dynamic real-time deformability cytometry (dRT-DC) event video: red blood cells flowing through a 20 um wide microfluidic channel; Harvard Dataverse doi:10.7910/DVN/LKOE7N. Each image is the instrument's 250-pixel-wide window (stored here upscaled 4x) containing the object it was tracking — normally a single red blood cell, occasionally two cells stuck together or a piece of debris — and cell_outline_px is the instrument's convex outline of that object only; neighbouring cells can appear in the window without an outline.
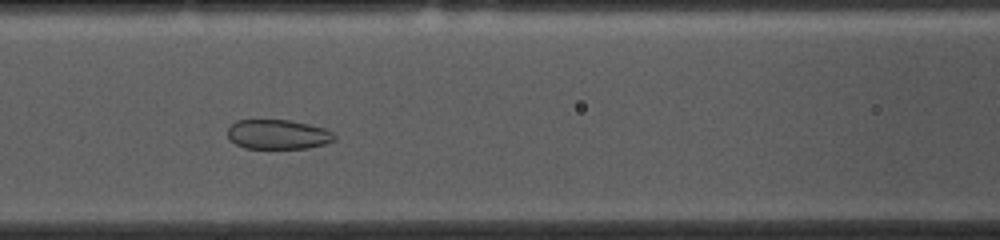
{"species": "common noctule bat (a hibernating species)", "species_latin": "Nyctalus noctula", "temperature_condition": "cold", "stored_images_in_passage": 49, "camera_frame_rate_fps": 3000, "um_per_image_px": 0.085, "animal": {"sex": "female", "body_mass_g": 10.0, "forearm_length_mm": 53.1}, "frame": {"image": 1, "passage_image": 19, "time_ms": 6.0, "image_size_px": [1000, 240], "cell_outline_px": [[336, 140], [324, 144], [308, 148], [244, 148], [228, 140], [228, 128], [236, 120], [288, 120], [324, 128], [332, 132], [336, 136]], "centroid_in_image_um": [23.61, 11.43], "position_along_channel_um": 143.0, "area_um2": 18.38}}
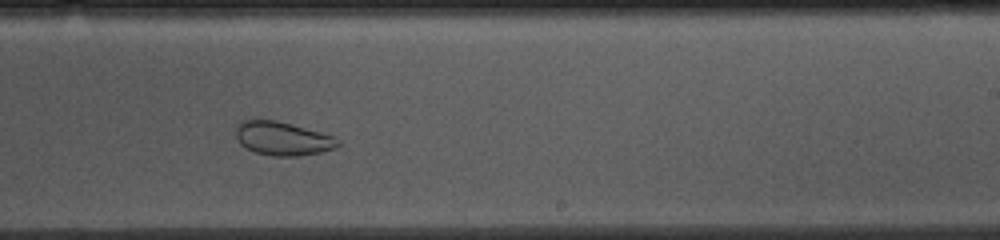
{"frame": {"image": 2, "passage_image": 29, "time_ms": 9.333, "image_size_px": [1000, 240], "cell_outline_px": [[340, 144], [336, 148], [320, 152], [296, 156], [272, 156], [256, 152], [240, 144], [236, 136], [236, 124], [240, 120], [252, 116], [256, 116], [276, 120], [292, 124], [320, 132], [332, 136], [340, 140]], "centroid_in_image_um": [23.95, 11.72], "position_along_channel_um": 265.1, "area_um2": 20.52}}
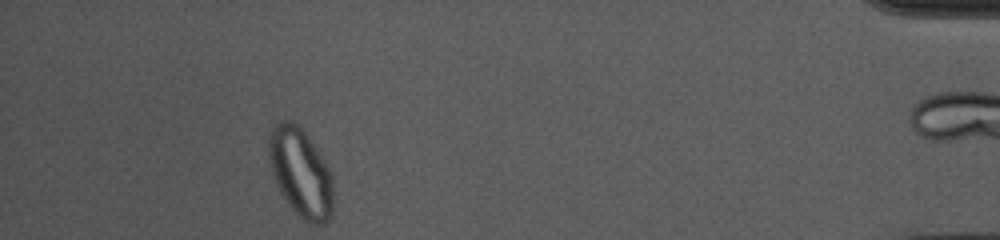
{"frame": {"image": 3, "passage_image": 46, "time_ms": 15.0, "image_size_px": [1000, 240], "cell_outline_px": [[332, 216], [324, 224], [312, 224], [300, 220], [288, 204], [280, 192], [276, 184], [272, 172], [268, 156], [268, 136], [272, 128], [280, 120], [292, 120], [304, 132], [328, 164], [332, 172]], "centroid_in_image_um": [25.55, 14.7], "position_along_channel_um": 409.6, "area_um2": 33.7}}